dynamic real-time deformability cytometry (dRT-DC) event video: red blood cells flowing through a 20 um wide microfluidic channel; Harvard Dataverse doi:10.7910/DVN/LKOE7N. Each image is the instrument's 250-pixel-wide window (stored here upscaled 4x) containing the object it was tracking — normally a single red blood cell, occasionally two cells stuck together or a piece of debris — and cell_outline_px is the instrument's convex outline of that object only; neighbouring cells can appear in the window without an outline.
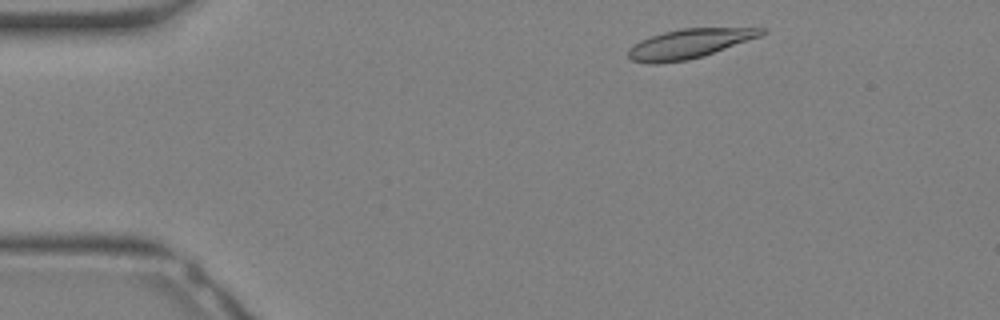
{"species": "Egyptian fruit bat (a non-hibernating species)", "species_latin": "Rousettus aegyptiacus", "temperature_condition": "warm", "stored_images_in_passage": 29, "camera_frame_rate_fps": 3000, "um_per_image_px": 0.085, "animal": {"sex": "female"}, "frame": {"image": 1, "passage_image": 2, "time_ms": 0.333, "image_size_px": [1000, 320], "cell_outline_px": [[768, 32], [760, 36], [704, 56], [688, 60], [656, 64], [652, 64], [632, 60], [628, 56], [628, 48], [640, 40], [664, 32], [680, 28], [764, 28]], "centroid_in_image_um": [58.57, 3.72], "position_along_channel_um": 26.4, "area_um2": 22.72}}
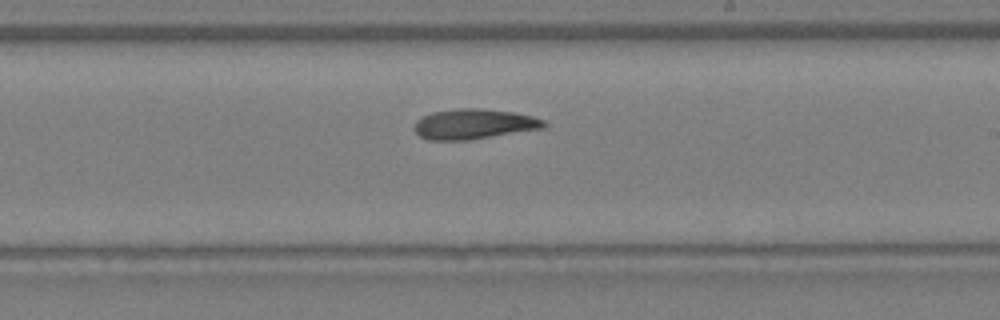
{"frame": {"image": 2, "passage_image": 16, "time_ms": 5.0, "image_size_px": [1000, 320], "cell_outline_px": [[548, 124], [544, 128], [468, 140], [428, 140], [420, 136], [412, 128], [416, 120], [432, 112], [460, 108], [476, 108], [512, 112], [532, 116], [544, 120]], "centroid_in_image_um": [40.26, 10.55], "position_along_channel_um": 248.7, "area_um2": 22.72}}
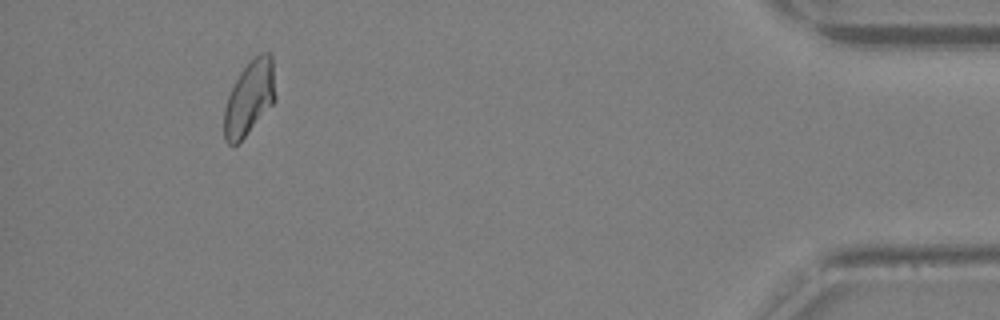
{"frame": {"image": 3, "passage_image": 27, "time_ms": 8.667, "image_size_px": [1000, 320], "cell_outline_px": [[276, 100], [244, 136], [236, 144], [228, 144], [224, 140], [224, 108], [228, 96], [240, 72], [260, 52], [272, 52], [276, 96]], "centroid_in_image_um": [21.22, 8.29], "position_along_channel_um": 414.0, "area_um2": 21.96}}